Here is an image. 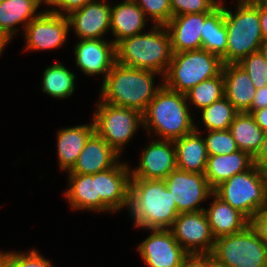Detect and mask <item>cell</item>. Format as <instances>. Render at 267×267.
<instances>
[{"mask_svg":"<svg viewBox=\"0 0 267 267\" xmlns=\"http://www.w3.org/2000/svg\"><path fill=\"white\" fill-rule=\"evenodd\" d=\"M128 215L136 228L170 229L177 218V205L165 180L131 178Z\"/></svg>","mask_w":267,"mask_h":267,"instance_id":"6da1fadb","label":"cell"},{"mask_svg":"<svg viewBox=\"0 0 267 267\" xmlns=\"http://www.w3.org/2000/svg\"><path fill=\"white\" fill-rule=\"evenodd\" d=\"M154 71L129 67L116 62L100 87V101L143 113L155 97L162 83L155 84Z\"/></svg>","mask_w":267,"mask_h":267,"instance_id":"7a4b0ae2","label":"cell"},{"mask_svg":"<svg viewBox=\"0 0 267 267\" xmlns=\"http://www.w3.org/2000/svg\"><path fill=\"white\" fill-rule=\"evenodd\" d=\"M187 102L184 93L171 90L163 84L142 113L143 128L149 133L148 137L152 134L151 137L174 141L192 133L196 121L191 116Z\"/></svg>","mask_w":267,"mask_h":267,"instance_id":"3957f363","label":"cell"},{"mask_svg":"<svg viewBox=\"0 0 267 267\" xmlns=\"http://www.w3.org/2000/svg\"><path fill=\"white\" fill-rule=\"evenodd\" d=\"M116 62L162 75L172 59L170 34L166 26L152 25L150 32L128 37L115 45Z\"/></svg>","mask_w":267,"mask_h":267,"instance_id":"277c9868","label":"cell"},{"mask_svg":"<svg viewBox=\"0 0 267 267\" xmlns=\"http://www.w3.org/2000/svg\"><path fill=\"white\" fill-rule=\"evenodd\" d=\"M235 11L226 8L224 21L227 30L226 54L221 58L223 65L238 64L251 53L259 51L263 43L260 27L259 7L251 0H235Z\"/></svg>","mask_w":267,"mask_h":267,"instance_id":"5b68a950","label":"cell"},{"mask_svg":"<svg viewBox=\"0 0 267 267\" xmlns=\"http://www.w3.org/2000/svg\"><path fill=\"white\" fill-rule=\"evenodd\" d=\"M222 68L221 58L205 49L173 53L163 84L185 94L203 80L218 76Z\"/></svg>","mask_w":267,"mask_h":267,"instance_id":"8992f818","label":"cell"},{"mask_svg":"<svg viewBox=\"0 0 267 267\" xmlns=\"http://www.w3.org/2000/svg\"><path fill=\"white\" fill-rule=\"evenodd\" d=\"M213 193L250 221L267 206V185L255 164L217 186Z\"/></svg>","mask_w":267,"mask_h":267,"instance_id":"52a82bcc","label":"cell"},{"mask_svg":"<svg viewBox=\"0 0 267 267\" xmlns=\"http://www.w3.org/2000/svg\"><path fill=\"white\" fill-rule=\"evenodd\" d=\"M223 267H267V244L249 224L232 235L217 238L210 254Z\"/></svg>","mask_w":267,"mask_h":267,"instance_id":"ba28073f","label":"cell"},{"mask_svg":"<svg viewBox=\"0 0 267 267\" xmlns=\"http://www.w3.org/2000/svg\"><path fill=\"white\" fill-rule=\"evenodd\" d=\"M92 119L95 132L120 156L138 129L140 127L143 129V117L140 111L100 100L97 102Z\"/></svg>","mask_w":267,"mask_h":267,"instance_id":"9c48e42d","label":"cell"},{"mask_svg":"<svg viewBox=\"0 0 267 267\" xmlns=\"http://www.w3.org/2000/svg\"><path fill=\"white\" fill-rule=\"evenodd\" d=\"M164 180L177 205L178 214L204 211L205 208L200 204L213 194L203 173H191L176 168Z\"/></svg>","mask_w":267,"mask_h":267,"instance_id":"30bf717a","label":"cell"},{"mask_svg":"<svg viewBox=\"0 0 267 267\" xmlns=\"http://www.w3.org/2000/svg\"><path fill=\"white\" fill-rule=\"evenodd\" d=\"M69 30L67 16L42 10L36 18L27 24L23 31L26 41L24 50L60 49L67 42Z\"/></svg>","mask_w":267,"mask_h":267,"instance_id":"8fae6325","label":"cell"},{"mask_svg":"<svg viewBox=\"0 0 267 267\" xmlns=\"http://www.w3.org/2000/svg\"><path fill=\"white\" fill-rule=\"evenodd\" d=\"M170 231L188 254H211L216 239L205 211L180 213Z\"/></svg>","mask_w":267,"mask_h":267,"instance_id":"7c38bea8","label":"cell"},{"mask_svg":"<svg viewBox=\"0 0 267 267\" xmlns=\"http://www.w3.org/2000/svg\"><path fill=\"white\" fill-rule=\"evenodd\" d=\"M151 234L137 247L148 267H179L188 253L174 238L170 229H146Z\"/></svg>","mask_w":267,"mask_h":267,"instance_id":"4fadbf2b","label":"cell"},{"mask_svg":"<svg viewBox=\"0 0 267 267\" xmlns=\"http://www.w3.org/2000/svg\"><path fill=\"white\" fill-rule=\"evenodd\" d=\"M131 177L130 165L120 160L112 168L97 172V195L103 213L128 208Z\"/></svg>","mask_w":267,"mask_h":267,"instance_id":"5bb4252c","label":"cell"},{"mask_svg":"<svg viewBox=\"0 0 267 267\" xmlns=\"http://www.w3.org/2000/svg\"><path fill=\"white\" fill-rule=\"evenodd\" d=\"M140 156L137 167L131 168V178L164 180L177 168L173 140L152 139Z\"/></svg>","mask_w":267,"mask_h":267,"instance_id":"9a60e30c","label":"cell"},{"mask_svg":"<svg viewBox=\"0 0 267 267\" xmlns=\"http://www.w3.org/2000/svg\"><path fill=\"white\" fill-rule=\"evenodd\" d=\"M75 64L86 76L102 75L103 80L116 63L114 42L106 39H79L74 44Z\"/></svg>","mask_w":267,"mask_h":267,"instance_id":"2e32d148","label":"cell"},{"mask_svg":"<svg viewBox=\"0 0 267 267\" xmlns=\"http://www.w3.org/2000/svg\"><path fill=\"white\" fill-rule=\"evenodd\" d=\"M67 18L78 39H105L106 32H110L111 4L107 0H94Z\"/></svg>","mask_w":267,"mask_h":267,"instance_id":"e0dca14e","label":"cell"},{"mask_svg":"<svg viewBox=\"0 0 267 267\" xmlns=\"http://www.w3.org/2000/svg\"><path fill=\"white\" fill-rule=\"evenodd\" d=\"M210 12L174 16L165 25L171 39L173 53L202 49L201 32Z\"/></svg>","mask_w":267,"mask_h":267,"instance_id":"ac0fdd59","label":"cell"},{"mask_svg":"<svg viewBox=\"0 0 267 267\" xmlns=\"http://www.w3.org/2000/svg\"><path fill=\"white\" fill-rule=\"evenodd\" d=\"M121 156L96 132L87 140L68 173L95 174L112 168Z\"/></svg>","mask_w":267,"mask_h":267,"instance_id":"d6986e66","label":"cell"},{"mask_svg":"<svg viewBox=\"0 0 267 267\" xmlns=\"http://www.w3.org/2000/svg\"><path fill=\"white\" fill-rule=\"evenodd\" d=\"M111 4L110 32L116 45L125 38L145 32L147 18L143 10L133 1L124 0Z\"/></svg>","mask_w":267,"mask_h":267,"instance_id":"ffe728a7","label":"cell"},{"mask_svg":"<svg viewBox=\"0 0 267 267\" xmlns=\"http://www.w3.org/2000/svg\"><path fill=\"white\" fill-rule=\"evenodd\" d=\"M67 174L68 189L63 193L71 208L75 211L102 212V200L100 195H97V173Z\"/></svg>","mask_w":267,"mask_h":267,"instance_id":"44dd1931","label":"cell"},{"mask_svg":"<svg viewBox=\"0 0 267 267\" xmlns=\"http://www.w3.org/2000/svg\"><path fill=\"white\" fill-rule=\"evenodd\" d=\"M94 132L93 119L89 124L63 127L58 130L56 151L60 170L68 172L75 165L80 152Z\"/></svg>","mask_w":267,"mask_h":267,"instance_id":"7402d4cb","label":"cell"},{"mask_svg":"<svg viewBox=\"0 0 267 267\" xmlns=\"http://www.w3.org/2000/svg\"><path fill=\"white\" fill-rule=\"evenodd\" d=\"M224 96L238 112H248L256 93L255 86L246 71L238 64H225L222 68Z\"/></svg>","mask_w":267,"mask_h":267,"instance_id":"603a6c76","label":"cell"},{"mask_svg":"<svg viewBox=\"0 0 267 267\" xmlns=\"http://www.w3.org/2000/svg\"><path fill=\"white\" fill-rule=\"evenodd\" d=\"M195 123V130L174 140L177 168L191 173H205L208 154L205 140Z\"/></svg>","mask_w":267,"mask_h":267,"instance_id":"cb8c5ba5","label":"cell"},{"mask_svg":"<svg viewBox=\"0 0 267 267\" xmlns=\"http://www.w3.org/2000/svg\"><path fill=\"white\" fill-rule=\"evenodd\" d=\"M253 165L254 160L249 153L237 150L231 154L208 156L204 175L214 190L235 174L249 170Z\"/></svg>","mask_w":267,"mask_h":267,"instance_id":"d4e9b609","label":"cell"},{"mask_svg":"<svg viewBox=\"0 0 267 267\" xmlns=\"http://www.w3.org/2000/svg\"><path fill=\"white\" fill-rule=\"evenodd\" d=\"M211 198V205L204 211L215 239L240 232L251 223L244 214L223 202L214 193Z\"/></svg>","mask_w":267,"mask_h":267,"instance_id":"484cf974","label":"cell"},{"mask_svg":"<svg viewBox=\"0 0 267 267\" xmlns=\"http://www.w3.org/2000/svg\"><path fill=\"white\" fill-rule=\"evenodd\" d=\"M42 4L43 0H3L0 3V31L13 40L19 31L18 25L22 24L24 31L27 24L42 12H37Z\"/></svg>","mask_w":267,"mask_h":267,"instance_id":"4316f807","label":"cell"},{"mask_svg":"<svg viewBox=\"0 0 267 267\" xmlns=\"http://www.w3.org/2000/svg\"><path fill=\"white\" fill-rule=\"evenodd\" d=\"M229 131L239 150L249 153L252 157L257 154L263 141L264 131L251 114L239 112L229 126Z\"/></svg>","mask_w":267,"mask_h":267,"instance_id":"83f0119b","label":"cell"},{"mask_svg":"<svg viewBox=\"0 0 267 267\" xmlns=\"http://www.w3.org/2000/svg\"><path fill=\"white\" fill-rule=\"evenodd\" d=\"M202 49L222 58L226 54L227 30L224 21V7L220 4L210 12L201 32Z\"/></svg>","mask_w":267,"mask_h":267,"instance_id":"f1b7e54d","label":"cell"},{"mask_svg":"<svg viewBox=\"0 0 267 267\" xmlns=\"http://www.w3.org/2000/svg\"><path fill=\"white\" fill-rule=\"evenodd\" d=\"M76 73L61 62H55L45 69L42 78V92L56 99H66L75 91Z\"/></svg>","mask_w":267,"mask_h":267,"instance_id":"f546056e","label":"cell"},{"mask_svg":"<svg viewBox=\"0 0 267 267\" xmlns=\"http://www.w3.org/2000/svg\"><path fill=\"white\" fill-rule=\"evenodd\" d=\"M200 112L201 122L206 131L229 130V126L239 113L225 96L203 108Z\"/></svg>","mask_w":267,"mask_h":267,"instance_id":"4dcf8cb0","label":"cell"},{"mask_svg":"<svg viewBox=\"0 0 267 267\" xmlns=\"http://www.w3.org/2000/svg\"><path fill=\"white\" fill-rule=\"evenodd\" d=\"M189 106L202 110L224 96V78L218 76L203 80L185 93ZM190 101V102H189Z\"/></svg>","mask_w":267,"mask_h":267,"instance_id":"1f68e13d","label":"cell"},{"mask_svg":"<svg viewBox=\"0 0 267 267\" xmlns=\"http://www.w3.org/2000/svg\"><path fill=\"white\" fill-rule=\"evenodd\" d=\"M203 138L208 156L231 154L239 150L229 130L207 131V136Z\"/></svg>","mask_w":267,"mask_h":267,"instance_id":"d6a6232c","label":"cell"},{"mask_svg":"<svg viewBox=\"0 0 267 267\" xmlns=\"http://www.w3.org/2000/svg\"><path fill=\"white\" fill-rule=\"evenodd\" d=\"M153 25L165 26L172 18L170 0H133Z\"/></svg>","mask_w":267,"mask_h":267,"instance_id":"836d02e7","label":"cell"},{"mask_svg":"<svg viewBox=\"0 0 267 267\" xmlns=\"http://www.w3.org/2000/svg\"><path fill=\"white\" fill-rule=\"evenodd\" d=\"M238 65L249 75L256 90L267 86V62L259 51L243 58Z\"/></svg>","mask_w":267,"mask_h":267,"instance_id":"e575fe53","label":"cell"},{"mask_svg":"<svg viewBox=\"0 0 267 267\" xmlns=\"http://www.w3.org/2000/svg\"><path fill=\"white\" fill-rule=\"evenodd\" d=\"M221 3V0H170L172 17L191 14L212 12Z\"/></svg>","mask_w":267,"mask_h":267,"instance_id":"d590c367","label":"cell"},{"mask_svg":"<svg viewBox=\"0 0 267 267\" xmlns=\"http://www.w3.org/2000/svg\"><path fill=\"white\" fill-rule=\"evenodd\" d=\"M51 261L36 249L30 251H9L7 267H54Z\"/></svg>","mask_w":267,"mask_h":267,"instance_id":"8d00e7d4","label":"cell"},{"mask_svg":"<svg viewBox=\"0 0 267 267\" xmlns=\"http://www.w3.org/2000/svg\"><path fill=\"white\" fill-rule=\"evenodd\" d=\"M92 1L94 0H43V5H47L50 8H46V11L68 16L73 11L81 9L85 4Z\"/></svg>","mask_w":267,"mask_h":267,"instance_id":"74e56055","label":"cell"},{"mask_svg":"<svg viewBox=\"0 0 267 267\" xmlns=\"http://www.w3.org/2000/svg\"><path fill=\"white\" fill-rule=\"evenodd\" d=\"M179 267H214L210 254H188Z\"/></svg>","mask_w":267,"mask_h":267,"instance_id":"f35d334b","label":"cell"},{"mask_svg":"<svg viewBox=\"0 0 267 267\" xmlns=\"http://www.w3.org/2000/svg\"><path fill=\"white\" fill-rule=\"evenodd\" d=\"M250 224L256 229L261 239L267 244V206L253 217Z\"/></svg>","mask_w":267,"mask_h":267,"instance_id":"ab89813d","label":"cell"},{"mask_svg":"<svg viewBox=\"0 0 267 267\" xmlns=\"http://www.w3.org/2000/svg\"><path fill=\"white\" fill-rule=\"evenodd\" d=\"M267 107V86L257 89L252 100L251 109L247 112L251 114L253 111Z\"/></svg>","mask_w":267,"mask_h":267,"instance_id":"60d3db41","label":"cell"},{"mask_svg":"<svg viewBox=\"0 0 267 267\" xmlns=\"http://www.w3.org/2000/svg\"><path fill=\"white\" fill-rule=\"evenodd\" d=\"M254 164L259 168L267 162V131L264 132L263 141L257 154L253 157Z\"/></svg>","mask_w":267,"mask_h":267,"instance_id":"b9f144b4","label":"cell"},{"mask_svg":"<svg viewBox=\"0 0 267 267\" xmlns=\"http://www.w3.org/2000/svg\"><path fill=\"white\" fill-rule=\"evenodd\" d=\"M251 115L254 117L259 127L264 132L267 131V107L253 111Z\"/></svg>","mask_w":267,"mask_h":267,"instance_id":"7bdbcfd3","label":"cell"},{"mask_svg":"<svg viewBox=\"0 0 267 267\" xmlns=\"http://www.w3.org/2000/svg\"><path fill=\"white\" fill-rule=\"evenodd\" d=\"M260 27L263 41H267V10L259 7Z\"/></svg>","mask_w":267,"mask_h":267,"instance_id":"ee69618b","label":"cell"},{"mask_svg":"<svg viewBox=\"0 0 267 267\" xmlns=\"http://www.w3.org/2000/svg\"><path fill=\"white\" fill-rule=\"evenodd\" d=\"M9 42H11V40L0 31V56Z\"/></svg>","mask_w":267,"mask_h":267,"instance_id":"f6af8a7d","label":"cell"},{"mask_svg":"<svg viewBox=\"0 0 267 267\" xmlns=\"http://www.w3.org/2000/svg\"><path fill=\"white\" fill-rule=\"evenodd\" d=\"M8 264V251L1 252L0 251V267H7Z\"/></svg>","mask_w":267,"mask_h":267,"instance_id":"bcb514c9","label":"cell"},{"mask_svg":"<svg viewBox=\"0 0 267 267\" xmlns=\"http://www.w3.org/2000/svg\"><path fill=\"white\" fill-rule=\"evenodd\" d=\"M259 52L267 62V41H263V43L259 47Z\"/></svg>","mask_w":267,"mask_h":267,"instance_id":"7dc6e473","label":"cell"},{"mask_svg":"<svg viewBox=\"0 0 267 267\" xmlns=\"http://www.w3.org/2000/svg\"><path fill=\"white\" fill-rule=\"evenodd\" d=\"M258 7L264 8L267 10V0H251Z\"/></svg>","mask_w":267,"mask_h":267,"instance_id":"c3c4849f","label":"cell"},{"mask_svg":"<svg viewBox=\"0 0 267 267\" xmlns=\"http://www.w3.org/2000/svg\"><path fill=\"white\" fill-rule=\"evenodd\" d=\"M261 172H262V176H263V179L265 180V183L267 185V162L264 163L261 167Z\"/></svg>","mask_w":267,"mask_h":267,"instance_id":"681fc988","label":"cell"},{"mask_svg":"<svg viewBox=\"0 0 267 267\" xmlns=\"http://www.w3.org/2000/svg\"><path fill=\"white\" fill-rule=\"evenodd\" d=\"M214 267H223V266H220V265L214 263Z\"/></svg>","mask_w":267,"mask_h":267,"instance_id":"f907efd6","label":"cell"}]
</instances>
